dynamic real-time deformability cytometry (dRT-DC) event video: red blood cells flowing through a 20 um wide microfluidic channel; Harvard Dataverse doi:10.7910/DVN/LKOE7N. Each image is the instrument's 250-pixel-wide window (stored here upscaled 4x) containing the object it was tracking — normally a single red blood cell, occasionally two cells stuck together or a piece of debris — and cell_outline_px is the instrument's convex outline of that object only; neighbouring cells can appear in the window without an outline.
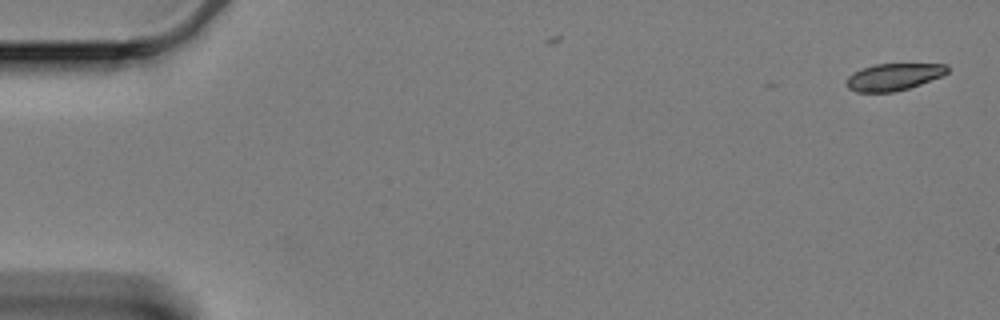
{"species": "Egyptian fruit bat (a non-hibernating species)", "species_latin": "Rousettus aegyptiacus", "temperature_condition": "cold", "stored_images_in_passage": 7, "camera_frame_rate_fps": 3000, "um_per_image_px": 0.085, "animal": {"sex": "female"}, "frame": {"image": 1, "passage_image": 1, "time_ms": 0.0, "image_size_px": [1000, 320], "cell_outline_px": [[948, 72], [940, 76], [920, 84], [908, 88], [892, 92], [856, 92], [848, 88], [848, 76], [864, 68], [876, 64], [948, 64]], "centroid_in_image_um": [75.98, 6.53], "position_along_channel_um": 9.0, "area_um2": 15.49}}